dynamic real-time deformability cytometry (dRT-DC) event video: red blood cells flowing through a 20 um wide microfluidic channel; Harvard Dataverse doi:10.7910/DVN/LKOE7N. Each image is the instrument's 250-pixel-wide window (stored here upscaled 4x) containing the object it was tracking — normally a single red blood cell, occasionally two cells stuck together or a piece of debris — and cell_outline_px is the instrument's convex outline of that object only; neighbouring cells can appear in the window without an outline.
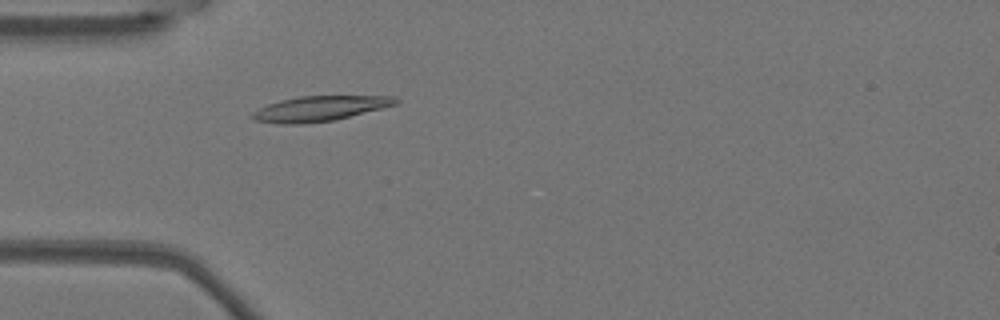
{"species": "Egyptian fruit bat (a non-hibernating species)", "species_latin": "Rousettus aegyptiacus", "temperature_condition": "warm", "stored_images_in_passage": 28, "camera_frame_rate_fps": 3000, "um_per_image_px": 0.085, "animal": {"sex": "female"}, "frame": {"image": 1, "passage_image": 7, "time_ms": 2.0, "image_size_px": [1000, 320], "cell_outline_px": [[400, 100], [396, 104], [332, 120], [300, 124], [276, 124], [252, 120], [248, 116], [256, 108], [280, 100], [300, 96], [396, 96]], "centroid_in_image_um": [27.06, 9.23], "position_along_channel_um": 57.9, "area_um2": 20.92}}
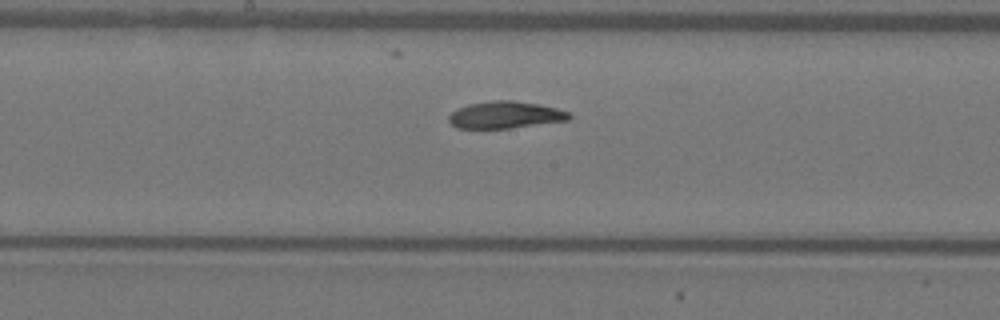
{"frame": {"image": 2, "passage_image": 19, "time_ms": 6.0, "image_size_px": [1000, 320], "cell_outline_px": [[572, 116], [568, 120], [508, 128], [456, 128], [448, 120], [448, 116], [456, 108], [468, 104], [492, 100], [512, 100], [540, 104], [556, 108], [568, 112]], "centroid_in_image_um": [42.91, 9.75], "position_along_channel_um": 205.3, "area_um2": 18.9}}
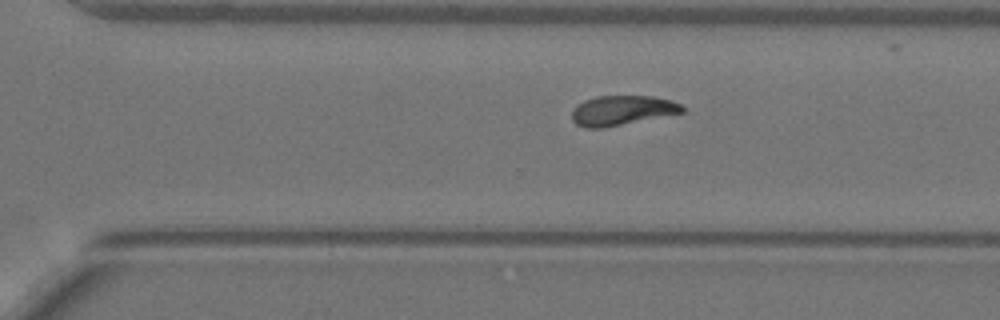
{"frame": {"image": 3, "passage_image": 28, "time_ms": 9.0, "image_size_px": [1000, 320], "cell_outline_px": [[684, 112], [604, 128], [584, 128], [576, 124], [572, 120], [572, 112], [584, 100], [596, 96], [652, 96], [672, 100], [680, 104], [684, 108]], "centroid_in_image_um": [52.88, 9.39], "position_along_channel_um": 317.7, "area_um2": 19.02}}